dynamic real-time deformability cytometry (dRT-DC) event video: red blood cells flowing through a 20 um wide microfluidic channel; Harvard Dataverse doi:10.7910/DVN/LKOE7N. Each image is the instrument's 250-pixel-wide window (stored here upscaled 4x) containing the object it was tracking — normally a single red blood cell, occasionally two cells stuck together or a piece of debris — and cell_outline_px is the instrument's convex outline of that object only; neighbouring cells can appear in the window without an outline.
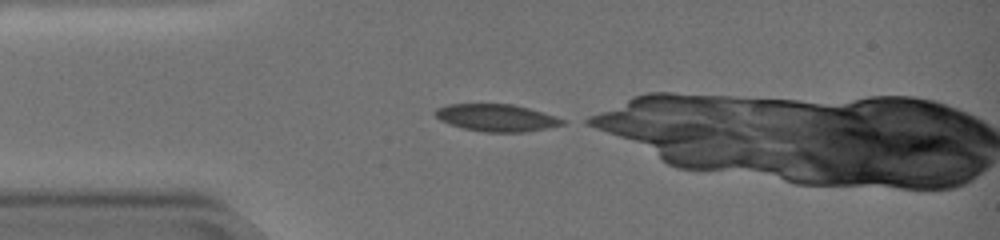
{"species": "common noctule bat (a hibernating species)", "species_latin": "Nyctalus noctula", "temperature_condition": "warm", "stored_images_in_passage": 5, "camera_frame_rate_fps": 3000, "um_per_image_px": 0.085, "animal": {"sex": "female", "body_mass_g": 19.0, "forearm_length_mm": 51.5}, "frame": {"image": 1, "passage_image": 1, "time_ms": 0.0, "image_size_px": [1000, 240], "cell_outline_px": [[568, 120], [564, 124], [548, 128], [524, 132], [484, 132], [464, 128], [448, 124], [440, 120], [432, 112], [436, 108], [448, 104], [512, 104], [528, 108], [556, 116]], "centroid_in_image_um": [42.2, 10.01], "position_along_channel_um": 42.8, "area_um2": 20.29}}